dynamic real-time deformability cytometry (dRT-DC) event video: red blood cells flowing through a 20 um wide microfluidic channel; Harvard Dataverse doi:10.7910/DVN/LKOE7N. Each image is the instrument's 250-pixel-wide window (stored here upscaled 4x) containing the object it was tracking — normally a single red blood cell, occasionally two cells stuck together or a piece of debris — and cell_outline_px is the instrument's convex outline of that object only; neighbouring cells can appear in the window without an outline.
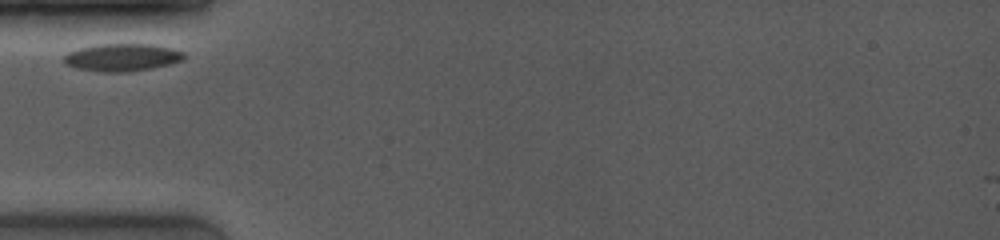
{"species": "common noctule bat (a hibernating species)", "species_latin": "Nyctalus noctula", "temperature_condition": "room temperature", "stored_images_in_passage": 12, "camera_frame_rate_fps": 4000, "um_per_image_px": 0.085, "animal": {"sex": "female", "body_mass_g": 19.0, "forearm_length_mm": 53.3}, "frame": {"image": 1, "passage_image": 1, "time_ms": 0.0, "image_size_px": [1000, 240], "cell_outline_px": [[188, 56], [184, 60], [152, 68], [128, 72], [104, 72], [76, 68], [64, 64], [64, 56], [68, 52], [80, 48], [96, 44], [152, 44], [172, 48], [184, 52]], "centroid_in_image_um": [10.41, 4.87], "position_along_channel_um": 74.6, "area_um2": 19.42}}
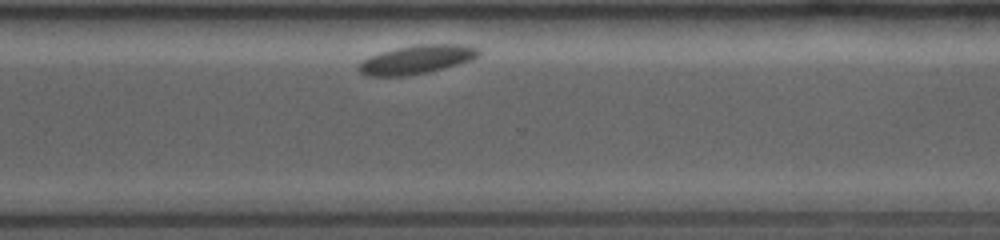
{"frame": {"image": 2, "passage_image": 10, "time_ms": 7.5, "image_size_px": [1000, 240], "cell_outline_px": [[480, 56], [472, 60], [460, 64], [428, 72], [408, 76], [368, 76], [360, 72], [356, 68], [356, 64], [380, 52], [396, 48], [420, 44], [464, 44], [480, 48]], "centroid_in_image_um": [35.46, 5.06], "position_along_channel_um": 335.1, "area_um2": 20.29}}
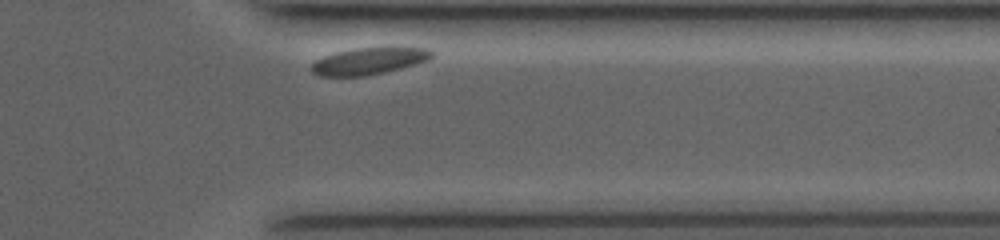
{"frame": {"image": 3, "passage_image": 12, "time_ms": 8.75, "image_size_px": [1000, 240], "cell_outline_px": [[432, 56], [428, 60], [400, 68], [368, 76], [320, 76], [312, 72], [312, 64], [316, 60], [324, 56], [336, 52], [356, 48], [424, 48], [432, 52]], "centroid_in_image_um": [31.31, 5.2], "position_along_channel_um": 380.1, "area_um2": 18.38}}